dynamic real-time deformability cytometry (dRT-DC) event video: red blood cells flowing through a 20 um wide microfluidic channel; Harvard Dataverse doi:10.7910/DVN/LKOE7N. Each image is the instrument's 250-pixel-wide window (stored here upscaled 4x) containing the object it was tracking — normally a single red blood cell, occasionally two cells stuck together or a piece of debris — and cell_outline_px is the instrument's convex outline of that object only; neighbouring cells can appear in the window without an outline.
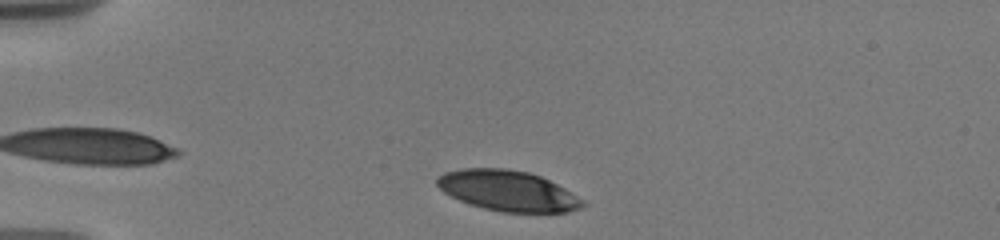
{"species": "human", "species_latin": "Homo sapiens", "temperature_condition": "warm", "stored_images_in_passage": 56, "camera_frame_rate_fps": 3000, "um_per_image_px": 0.085, "donor": {"sex": "male"}, "frame": {"image": 1, "passage_image": 1, "time_ms": 0.0, "image_size_px": [1000, 240], "cell_outline_px": [[588, 204], [580, 208], [568, 212], [500, 212], [484, 208], [460, 200], [444, 192], [436, 184], [436, 180], [444, 172], [460, 168], [508, 168], [528, 172], [540, 176], [564, 188], [584, 200]], "centroid_in_image_um": [43.18, 16.21], "position_along_channel_um": 41.8, "area_um2": 34.28}}
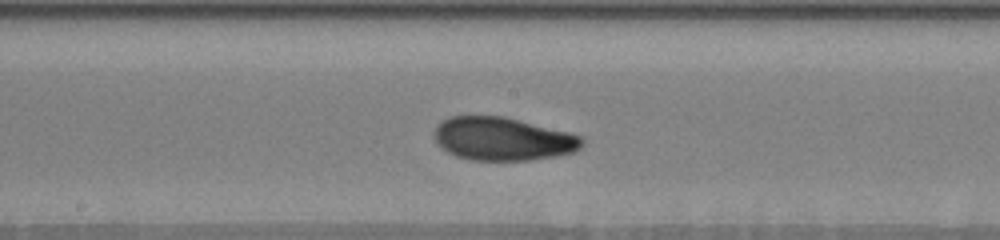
{"frame": {"image": 2, "passage_image": 17, "time_ms": 5.667, "image_size_px": [1000, 240], "cell_outline_px": [[584, 144], [576, 152], [556, 156], [532, 160], [472, 160], [456, 156], [448, 152], [436, 144], [432, 132], [436, 124], [448, 116], [504, 116], [568, 132], [580, 136], [584, 140]], "centroid_in_image_um": [42.7, 11.8], "position_along_channel_um": 205.5, "area_um2": 37.57}}
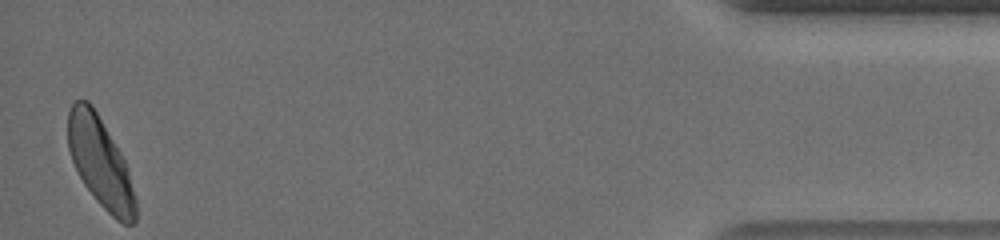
{"frame": {"image": 3, "passage_image": 54, "time_ms": 13.667, "image_size_px": [1000, 240], "cell_outline_px": [[136, 220], [132, 224], [124, 224], [116, 220], [96, 200], [84, 184], [72, 160], [68, 148], [68, 112], [72, 104], [76, 100], [88, 100], [92, 104], [120, 152], [124, 160], [128, 172], [136, 200]], "centroid_in_image_um": [8.52, 13.81], "position_along_channel_um": 426.7, "area_um2": 34.91}, "authors_computed_cell_mechanics": {"area_um2": 36.1828, "velocity_mm_per_s": 3.6553, "shape_relaxation_time_tau1_ms": 4.2635, "shape_relaxation_time_tau2_ms": 1.6146, "deformation_change_tau1": 0.153, "deformation_change_tau2": 0.0704}}